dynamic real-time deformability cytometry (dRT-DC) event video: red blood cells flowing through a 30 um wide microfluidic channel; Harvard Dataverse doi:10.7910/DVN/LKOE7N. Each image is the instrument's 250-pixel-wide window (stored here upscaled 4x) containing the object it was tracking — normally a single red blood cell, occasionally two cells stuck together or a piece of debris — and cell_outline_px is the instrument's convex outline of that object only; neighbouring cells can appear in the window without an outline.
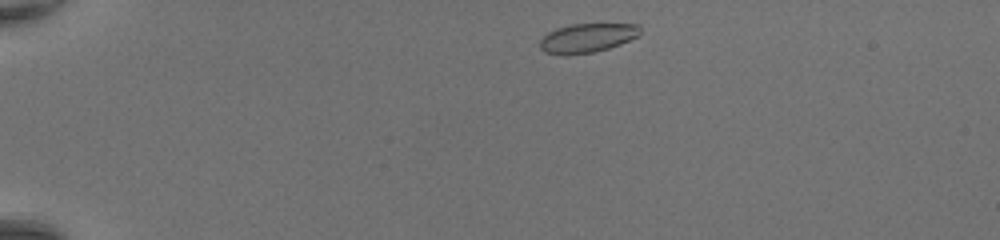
{"species": "common noctule bat (a hibernating species)", "species_latin": "Nyctalus noctula", "temperature_condition": "room temperature", "stored_images_in_passage": 39, "camera_frame_rate_fps": 3000, "um_per_image_px": 0.085, "animal": {"sex": "female", "body_mass_g": 20.0, "forearm_length_mm": 54.0}, "frame": {"image": 1, "passage_image": 1, "time_ms": 0.0, "image_size_px": [1000, 240], "cell_outline_px": [[640, 36], [620, 44], [608, 48], [592, 52], [564, 56], [544, 52], [540, 48], [540, 40], [548, 32], [556, 28], [572, 24], [640, 24]], "centroid_in_image_um": [49.91, 3.23], "position_along_channel_um": 35.1, "area_um2": 17.11}}
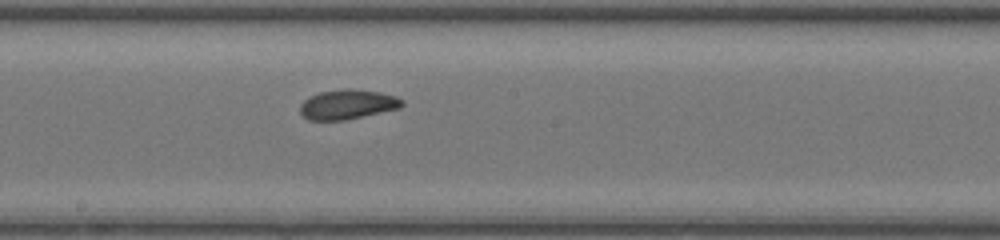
{"frame": {"image": 2, "passage_image": 19, "time_ms": 6.0, "image_size_px": [1000, 240], "cell_outline_px": [[404, 104], [400, 108], [344, 120], [308, 120], [300, 112], [300, 104], [308, 96], [320, 92], [344, 88], [348, 88], [380, 92], [396, 96], [404, 100]], "centroid_in_image_um": [29.54, 8.86], "position_along_channel_um": 218.7, "area_um2": 17.69}}
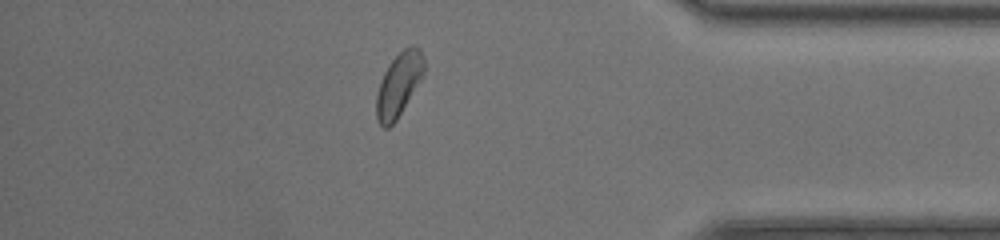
{"frame": {"image": 3, "passage_image": 33, "time_ms": 10.667, "image_size_px": [1000, 240], "cell_outline_px": [[424, 72], [420, 80], [396, 120], [388, 128], [384, 128], [376, 120], [376, 96], [380, 80], [388, 64], [404, 48], [420, 48], [424, 56]], "centroid_in_image_um": [33.87, 7.21], "position_along_channel_um": 401.3, "area_um2": 17.34}, "authors_computed_cell_mechanics": {"area_um2": 17.7446, "velocity_mm_per_s": 4.3813, "shape_relaxation_time_tau1_ms": null, "shape_relaxation_time_tau2_ms": 1.2461, "deformation_change_tau1": null, "deformation_change_tau2": 0.0581}}